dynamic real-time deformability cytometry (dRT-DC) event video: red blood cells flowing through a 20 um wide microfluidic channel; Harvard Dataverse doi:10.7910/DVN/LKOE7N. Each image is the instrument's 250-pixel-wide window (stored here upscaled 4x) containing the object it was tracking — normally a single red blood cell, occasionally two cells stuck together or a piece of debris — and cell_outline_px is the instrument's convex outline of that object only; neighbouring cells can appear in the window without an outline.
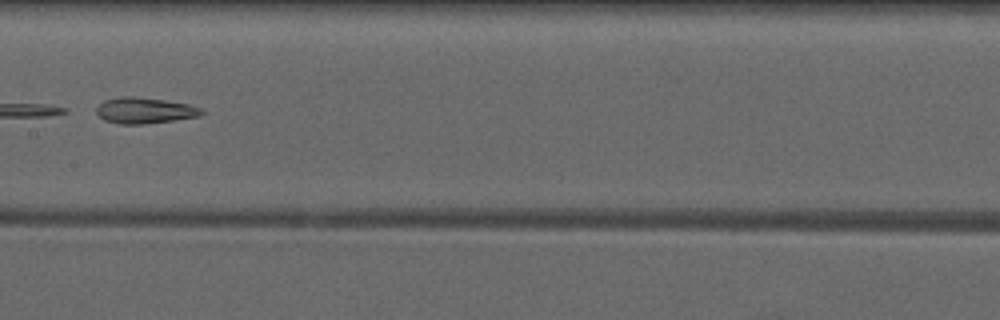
{"species": "common noctule bat (a hibernating species)", "species_latin": "Nyctalus noctula", "temperature_condition": "warm", "stored_images_in_passage": 8, "camera_frame_rate_fps": 3000, "um_per_image_px": 0.085, "animal": {"sex": "male", "forearm_length_mm": 52.5}, "frame": {"image": 1, "passage_image": 8, "time_ms": 9.333, "image_size_px": [1000, 320], "cell_outline_px": [[204, 112], [200, 116], [144, 124], [120, 124], [104, 120], [96, 112], [96, 108], [104, 100], [120, 96], [132, 96], [164, 100], [188, 104], [204, 108]], "centroid_in_image_um": [12.3, 9.39], "position_along_channel_um": 195.1, "area_um2": 15.9}}